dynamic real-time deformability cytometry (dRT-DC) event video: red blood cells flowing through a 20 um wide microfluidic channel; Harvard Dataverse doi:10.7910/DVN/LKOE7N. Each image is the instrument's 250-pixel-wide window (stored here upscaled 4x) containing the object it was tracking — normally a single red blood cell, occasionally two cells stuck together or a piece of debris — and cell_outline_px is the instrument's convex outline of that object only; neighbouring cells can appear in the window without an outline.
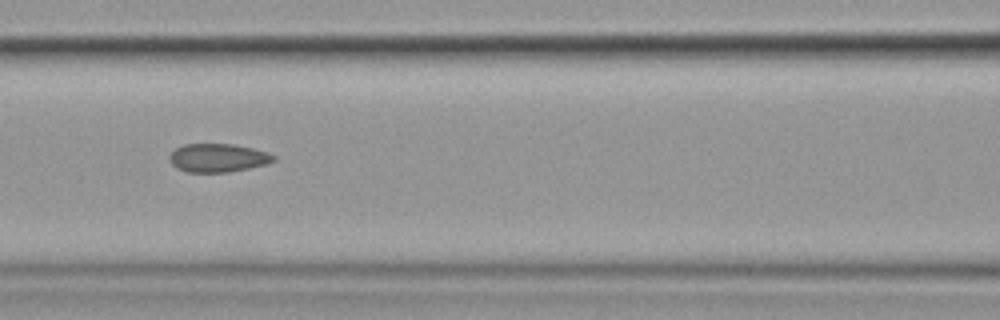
{"species": "common noctule bat (a hibernating species)", "species_latin": "Nyctalus noctula", "temperature_condition": "cold", "stored_images_in_passage": 8, "camera_frame_rate_fps": 3000, "um_per_image_px": 0.085, "animal": {"sex": "female", "body_mass_g": 19.9}, "frame": {"image": 1, "passage_image": 3, "time_ms": 2.333, "image_size_px": [1000, 320], "cell_outline_px": [[276, 160], [264, 164], [248, 168], [228, 172], [188, 172], [176, 168], [168, 160], [168, 156], [176, 148], [184, 144], [232, 144], [252, 148], [276, 156]], "centroid_in_image_um": [18.47, 13.42], "position_along_channel_um": 148.1, "area_um2": 17.11}}
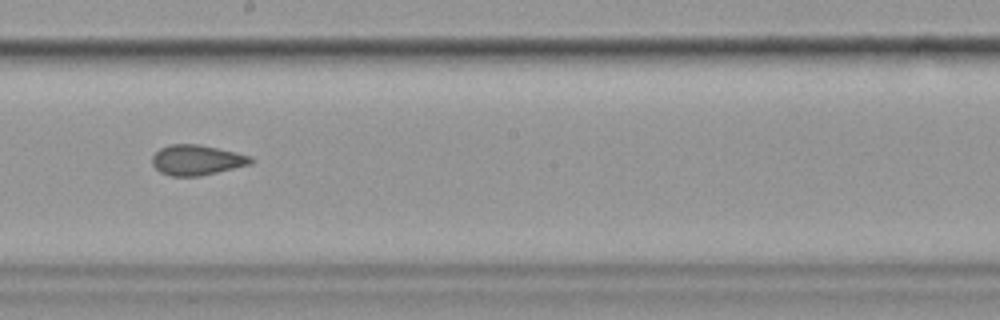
{"frame": {"image": 2, "passage_image": 5, "time_ms": 4.667, "image_size_px": [1000, 320], "cell_outline_px": [[256, 160], [252, 164], [200, 176], [172, 176], [160, 172], [152, 164], [152, 156], [160, 148], [172, 144], [200, 144], [252, 156]], "centroid_in_image_um": [16.76, 13.6], "position_along_channel_um": 231.4, "area_um2": 17.46}}
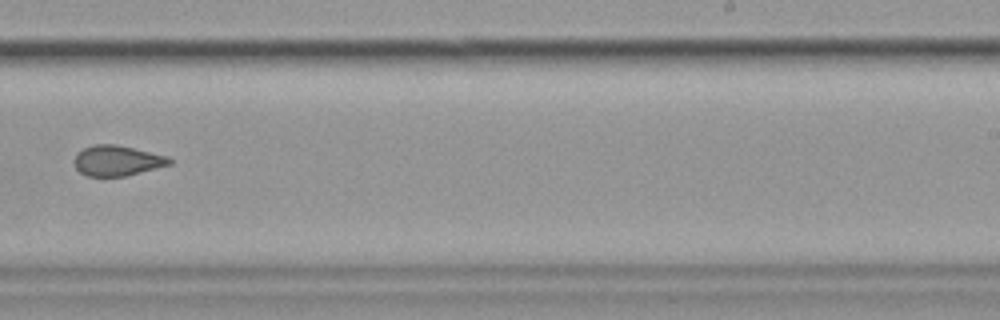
{"frame": {"image": 3, "passage_image": 6, "time_ms": 6.0, "image_size_px": [1000, 320], "cell_outline_px": [[172, 164], [124, 176], [88, 176], [80, 172], [72, 164], [72, 160], [76, 152], [84, 148], [96, 144], [116, 144], [168, 156], [172, 160]], "centroid_in_image_um": [9.91, 13.65], "position_along_channel_um": 279.1, "area_um2": 16.94}}